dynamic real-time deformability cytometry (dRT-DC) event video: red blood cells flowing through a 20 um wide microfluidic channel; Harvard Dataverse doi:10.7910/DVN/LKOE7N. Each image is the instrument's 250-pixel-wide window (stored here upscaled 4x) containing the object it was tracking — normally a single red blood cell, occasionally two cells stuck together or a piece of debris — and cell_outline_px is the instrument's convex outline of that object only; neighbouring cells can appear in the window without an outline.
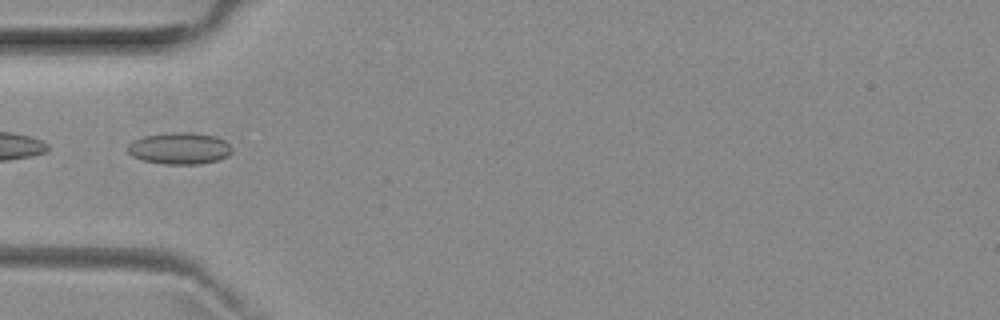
{"species": "common noctule bat (a hibernating species)", "species_latin": "Nyctalus noctula", "temperature_condition": "room temperature", "stored_images_in_passage": 49, "camera_frame_rate_fps": 3000, "um_per_image_px": 0.085, "animal": {"sex": "female", "body_mass_g": 29.2, "forearm_length_mm": 56.3}, "frame": {"image": 1, "passage_image": 15, "time_ms": 4.667, "image_size_px": [1000, 320], "cell_outline_px": [[232, 152], [228, 156], [220, 160], [200, 164], [164, 164], [144, 160], [132, 156], [128, 152], [128, 144], [132, 140], [144, 136], [168, 132], [192, 132], [216, 136], [224, 140], [232, 148]], "centroid_in_image_um": [15.28, 12.6], "position_along_channel_um": 69.7, "area_um2": 19.48}, "authors_computed_cell_mechanics": {"area_um2": 17.5134, "velocity_mm_per_s": 3.9544, "shape_relaxation_time_tau1_ms": null, "shape_relaxation_time_tau2_ms": 3.9156, "deformation_change_tau1": null, "deformation_change_tau2": 0.1029}}